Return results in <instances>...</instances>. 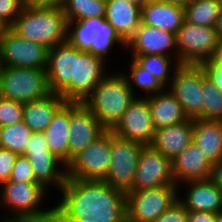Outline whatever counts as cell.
<instances>
[{"instance_id":"cell-1","label":"cell","mask_w":222,"mask_h":222,"mask_svg":"<svg viewBox=\"0 0 222 222\" xmlns=\"http://www.w3.org/2000/svg\"><path fill=\"white\" fill-rule=\"evenodd\" d=\"M53 222H127L126 193L103 180L67 178Z\"/></svg>"},{"instance_id":"cell-2","label":"cell","mask_w":222,"mask_h":222,"mask_svg":"<svg viewBox=\"0 0 222 222\" xmlns=\"http://www.w3.org/2000/svg\"><path fill=\"white\" fill-rule=\"evenodd\" d=\"M10 28L49 49L67 42L68 20L61 6L23 7Z\"/></svg>"},{"instance_id":"cell-3","label":"cell","mask_w":222,"mask_h":222,"mask_svg":"<svg viewBox=\"0 0 222 222\" xmlns=\"http://www.w3.org/2000/svg\"><path fill=\"white\" fill-rule=\"evenodd\" d=\"M136 96L126 77L119 71L112 72L102 79L83 103L107 130H111Z\"/></svg>"},{"instance_id":"cell-4","label":"cell","mask_w":222,"mask_h":222,"mask_svg":"<svg viewBox=\"0 0 222 222\" xmlns=\"http://www.w3.org/2000/svg\"><path fill=\"white\" fill-rule=\"evenodd\" d=\"M67 42L80 51L91 53L104 60L114 44L126 47V43L105 17L68 21Z\"/></svg>"},{"instance_id":"cell-5","label":"cell","mask_w":222,"mask_h":222,"mask_svg":"<svg viewBox=\"0 0 222 222\" xmlns=\"http://www.w3.org/2000/svg\"><path fill=\"white\" fill-rule=\"evenodd\" d=\"M0 187V205L8 207L9 213H12L8 218H27L35 222L54 221V207L48 210L40 208L48 190L42 184L6 181Z\"/></svg>"},{"instance_id":"cell-6","label":"cell","mask_w":222,"mask_h":222,"mask_svg":"<svg viewBox=\"0 0 222 222\" xmlns=\"http://www.w3.org/2000/svg\"><path fill=\"white\" fill-rule=\"evenodd\" d=\"M51 93L45 69L4 66L0 74V96L27 103Z\"/></svg>"},{"instance_id":"cell-7","label":"cell","mask_w":222,"mask_h":222,"mask_svg":"<svg viewBox=\"0 0 222 222\" xmlns=\"http://www.w3.org/2000/svg\"><path fill=\"white\" fill-rule=\"evenodd\" d=\"M219 36L214 27L193 25L184 21L176 33L180 64H204L214 56Z\"/></svg>"},{"instance_id":"cell-8","label":"cell","mask_w":222,"mask_h":222,"mask_svg":"<svg viewBox=\"0 0 222 222\" xmlns=\"http://www.w3.org/2000/svg\"><path fill=\"white\" fill-rule=\"evenodd\" d=\"M144 146L139 142L121 138L110 130L111 162L103 181L127 193L133 184L138 158Z\"/></svg>"},{"instance_id":"cell-9","label":"cell","mask_w":222,"mask_h":222,"mask_svg":"<svg viewBox=\"0 0 222 222\" xmlns=\"http://www.w3.org/2000/svg\"><path fill=\"white\" fill-rule=\"evenodd\" d=\"M177 185L127 192V222H154L178 200Z\"/></svg>"},{"instance_id":"cell-10","label":"cell","mask_w":222,"mask_h":222,"mask_svg":"<svg viewBox=\"0 0 222 222\" xmlns=\"http://www.w3.org/2000/svg\"><path fill=\"white\" fill-rule=\"evenodd\" d=\"M106 61L74 47L72 81L59 93L66 101L83 102L93 88L108 74Z\"/></svg>"},{"instance_id":"cell-11","label":"cell","mask_w":222,"mask_h":222,"mask_svg":"<svg viewBox=\"0 0 222 222\" xmlns=\"http://www.w3.org/2000/svg\"><path fill=\"white\" fill-rule=\"evenodd\" d=\"M167 89L181 103L189 119L202 120V64H180Z\"/></svg>"},{"instance_id":"cell-12","label":"cell","mask_w":222,"mask_h":222,"mask_svg":"<svg viewBox=\"0 0 222 222\" xmlns=\"http://www.w3.org/2000/svg\"><path fill=\"white\" fill-rule=\"evenodd\" d=\"M110 130L81 150L66 166L67 178L104 180L110 167Z\"/></svg>"},{"instance_id":"cell-13","label":"cell","mask_w":222,"mask_h":222,"mask_svg":"<svg viewBox=\"0 0 222 222\" xmlns=\"http://www.w3.org/2000/svg\"><path fill=\"white\" fill-rule=\"evenodd\" d=\"M48 51L44 45L35 43L8 28L0 41V52L4 66L46 69Z\"/></svg>"},{"instance_id":"cell-14","label":"cell","mask_w":222,"mask_h":222,"mask_svg":"<svg viewBox=\"0 0 222 222\" xmlns=\"http://www.w3.org/2000/svg\"><path fill=\"white\" fill-rule=\"evenodd\" d=\"M162 185H176L172 160L156 151L151 145H145L140 152L134 181L128 192Z\"/></svg>"},{"instance_id":"cell-15","label":"cell","mask_w":222,"mask_h":222,"mask_svg":"<svg viewBox=\"0 0 222 222\" xmlns=\"http://www.w3.org/2000/svg\"><path fill=\"white\" fill-rule=\"evenodd\" d=\"M107 129L83 102H70L68 164Z\"/></svg>"},{"instance_id":"cell-16","label":"cell","mask_w":222,"mask_h":222,"mask_svg":"<svg viewBox=\"0 0 222 222\" xmlns=\"http://www.w3.org/2000/svg\"><path fill=\"white\" fill-rule=\"evenodd\" d=\"M111 131L121 138L151 145L155 136V128L148 100L144 97H137Z\"/></svg>"},{"instance_id":"cell-17","label":"cell","mask_w":222,"mask_h":222,"mask_svg":"<svg viewBox=\"0 0 222 222\" xmlns=\"http://www.w3.org/2000/svg\"><path fill=\"white\" fill-rule=\"evenodd\" d=\"M132 55H164L175 58L178 62L176 34L153 26L140 24L135 34L126 43V48ZM175 52L171 55V51ZM170 51V52H169Z\"/></svg>"},{"instance_id":"cell-18","label":"cell","mask_w":222,"mask_h":222,"mask_svg":"<svg viewBox=\"0 0 222 222\" xmlns=\"http://www.w3.org/2000/svg\"><path fill=\"white\" fill-rule=\"evenodd\" d=\"M74 68V47L68 42L49 49L46 74L51 93L59 94L71 81Z\"/></svg>"},{"instance_id":"cell-19","label":"cell","mask_w":222,"mask_h":222,"mask_svg":"<svg viewBox=\"0 0 222 222\" xmlns=\"http://www.w3.org/2000/svg\"><path fill=\"white\" fill-rule=\"evenodd\" d=\"M173 176L176 185L192 180H204L211 177L213 164L192 142L172 160Z\"/></svg>"},{"instance_id":"cell-20","label":"cell","mask_w":222,"mask_h":222,"mask_svg":"<svg viewBox=\"0 0 222 222\" xmlns=\"http://www.w3.org/2000/svg\"><path fill=\"white\" fill-rule=\"evenodd\" d=\"M184 183L189 187L185 191V198L178 200L188 211L222 212V190L210 178Z\"/></svg>"},{"instance_id":"cell-21","label":"cell","mask_w":222,"mask_h":222,"mask_svg":"<svg viewBox=\"0 0 222 222\" xmlns=\"http://www.w3.org/2000/svg\"><path fill=\"white\" fill-rule=\"evenodd\" d=\"M193 141V119L155 130L151 146L173 160Z\"/></svg>"},{"instance_id":"cell-22","label":"cell","mask_w":222,"mask_h":222,"mask_svg":"<svg viewBox=\"0 0 222 222\" xmlns=\"http://www.w3.org/2000/svg\"><path fill=\"white\" fill-rule=\"evenodd\" d=\"M105 18L127 43L141 24V7L126 0H106Z\"/></svg>"},{"instance_id":"cell-23","label":"cell","mask_w":222,"mask_h":222,"mask_svg":"<svg viewBox=\"0 0 222 222\" xmlns=\"http://www.w3.org/2000/svg\"><path fill=\"white\" fill-rule=\"evenodd\" d=\"M185 21L184 8L158 0H147L141 7V24L176 34Z\"/></svg>"},{"instance_id":"cell-24","label":"cell","mask_w":222,"mask_h":222,"mask_svg":"<svg viewBox=\"0 0 222 222\" xmlns=\"http://www.w3.org/2000/svg\"><path fill=\"white\" fill-rule=\"evenodd\" d=\"M155 130L187 121L181 103L167 90L145 97Z\"/></svg>"},{"instance_id":"cell-25","label":"cell","mask_w":222,"mask_h":222,"mask_svg":"<svg viewBox=\"0 0 222 222\" xmlns=\"http://www.w3.org/2000/svg\"><path fill=\"white\" fill-rule=\"evenodd\" d=\"M66 102L60 94L50 93L45 98L24 103L23 122L32 132H44Z\"/></svg>"},{"instance_id":"cell-26","label":"cell","mask_w":222,"mask_h":222,"mask_svg":"<svg viewBox=\"0 0 222 222\" xmlns=\"http://www.w3.org/2000/svg\"><path fill=\"white\" fill-rule=\"evenodd\" d=\"M212 163L222 160V121L193 119V141Z\"/></svg>"},{"instance_id":"cell-27","label":"cell","mask_w":222,"mask_h":222,"mask_svg":"<svg viewBox=\"0 0 222 222\" xmlns=\"http://www.w3.org/2000/svg\"><path fill=\"white\" fill-rule=\"evenodd\" d=\"M24 155L29 160L38 183L46 189L51 185L59 190L62 188L67 179V170L59 158L53 153H24Z\"/></svg>"},{"instance_id":"cell-28","label":"cell","mask_w":222,"mask_h":222,"mask_svg":"<svg viewBox=\"0 0 222 222\" xmlns=\"http://www.w3.org/2000/svg\"><path fill=\"white\" fill-rule=\"evenodd\" d=\"M70 126V101H67L54 115L51 123L43 132L49 150L68 165V143Z\"/></svg>"},{"instance_id":"cell-29","label":"cell","mask_w":222,"mask_h":222,"mask_svg":"<svg viewBox=\"0 0 222 222\" xmlns=\"http://www.w3.org/2000/svg\"><path fill=\"white\" fill-rule=\"evenodd\" d=\"M217 0H190L184 8L185 21L206 27H215L220 11Z\"/></svg>"},{"instance_id":"cell-30","label":"cell","mask_w":222,"mask_h":222,"mask_svg":"<svg viewBox=\"0 0 222 222\" xmlns=\"http://www.w3.org/2000/svg\"><path fill=\"white\" fill-rule=\"evenodd\" d=\"M202 120L222 121V91L207 75L202 64Z\"/></svg>"},{"instance_id":"cell-31","label":"cell","mask_w":222,"mask_h":222,"mask_svg":"<svg viewBox=\"0 0 222 222\" xmlns=\"http://www.w3.org/2000/svg\"><path fill=\"white\" fill-rule=\"evenodd\" d=\"M61 7L68 21L106 15V0H63Z\"/></svg>"},{"instance_id":"cell-32","label":"cell","mask_w":222,"mask_h":222,"mask_svg":"<svg viewBox=\"0 0 222 222\" xmlns=\"http://www.w3.org/2000/svg\"><path fill=\"white\" fill-rule=\"evenodd\" d=\"M33 132L23 121L0 127V147L17 155H24L28 141Z\"/></svg>"},{"instance_id":"cell-33","label":"cell","mask_w":222,"mask_h":222,"mask_svg":"<svg viewBox=\"0 0 222 222\" xmlns=\"http://www.w3.org/2000/svg\"><path fill=\"white\" fill-rule=\"evenodd\" d=\"M129 67L130 71L127 72L128 74L123 71L122 73L126 77L132 91H135L133 86L136 85V88H140L141 91L143 90L147 94L144 97H148L162 92L167 88L148 69L141 67L134 59L131 60Z\"/></svg>"},{"instance_id":"cell-34","label":"cell","mask_w":222,"mask_h":222,"mask_svg":"<svg viewBox=\"0 0 222 222\" xmlns=\"http://www.w3.org/2000/svg\"><path fill=\"white\" fill-rule=\"evenodd\" d=\"M133 59L144 69H148L155 78L160 80L165 86H169L173 75L172 68L176 69L180 63L173 61L164 55H132ZM173 61V63H172ZM174 66V67H172ZM171 71V72H170ZM172 75V76H171ZM171 77V78H170ZM170 81V82H169Z\"/></svg>"},{"instance_id":"cell-35","label":"cell","mask_w":222,"mask_h":222,"mask_svg":"<svg viewBox=\"0 0 222 222\" xmlns=\"http://www.w3.org/2000/svg\"><path fill=\"white\" fill-rule=\"evenodd\" d=\"M24 103L0 96V127L23 121Z\"/></svg>"},{"instance_id":"cell-36","label":"cell","mask_w":222,"mask_h":222,"mask_svg":"<svg viewBox=\"0 0 222 222\" xmlns=\"http://www.w3.org/2000/svg\"><path fill=\"white\" fill-rule=\"evenodd\" d=\"M8 181L38 183L35 179L32 166L25 155L17 156Z\"/></svg>"},{"instance_id":"cell-37","label":"cell","mask_w":222,"mask_h":222,"mask_svg":"<svg viewBox=\"0 0 222 222\" xmlns=\"http://www.w3.org/2000/svg\"><path fill=\"white\" fill-rule=\"evenodd\" d=\"M22 8L20 0H0V21L10 28L19 16Z\"/></svg>"},{"instance_id":"cell-38","label":"cell","mask_w":222,"mask_h":222,"mask_svg":"<svg viewBox=\"0 0 222 222\" xmlns=\"http://www.w3.org/2000/svg\"><path fill=\"white\" fill-rule=\"evenodd\" d=\"M188 210L179 201H175L154 222H187Z\"/></svg>"},{"instance_id":"cell-39","label":"cell","mask_w":222,"mask_h":222,"mask_svg":"<svg viewBox=\"0 0 222 222\" xmlns=\"http://www.w3.org/2000/svg\"><path fill=\"white\" fill-rule=\"evenodd\" d=\"M17 156L12 151L0 147V186L8 181Z\"/></svg>"},{"instance_id":"cell-40","label":"cell","mask_w":222,"mask_h":222,"mask_svg":"<svg viewBox=\"0 0 222 222\" xmlns=\"http://www.w3.org/2000/svg\"><path fill=\"white\" fill-rule=\"evenodd\" d=\"M25 153H52L49 150L43 132H33L28 141Z\"/></svg>"},{"instance_id":"cell-41","label":"cell","mask_w":222,"mask_h":222,"mask_svg":"<svg viewBox=\"0 0 222 222\" xmlns=\"http://www.w3.org/2000/svg\"><path fill=\"white\" fill-rule=\"evenodd\" d=\"M203 65L207 75L222 91V59H211L208 63H204Z\"/></svg>"},{"instance_id":"cell-42","label":"cell","mask_w":222,"mask_h":222,"mask_svg":"<svg viewBox=\"0 0 222 222\" xmlns=\"http://www.w3.org/2000/svg\"><path fill=\"white\" fill-rule=\"evenodd\" d=\"M216 216L209 211H188L187 222H215Z\"/></svg>"},{"instance_id":"cell-43","label":"cell","mask_w":222,"mask_h":222,"mask_svg":"<svg viewBox=\"0 0 222 222\" xmlns=\"http://www.w3.org/2000/svg\"><path fill=\"white\" fill-rule=\"evenodd\" d=\"M23 7L61 6L63 0H20Z\"/></svg>"},{"instance_id":"cell-44","label":"cell","mask_w":222,"mask_h":222,"mask_svg":"<svg viewBox=\"0 0 222 222\" xmlns=\"http://www.w3.org/2000/svg\"><path fill=\"white\" fill-rule=\"evenodd\" d=\"M210 179L222 190V160L213 164Z\"/></svg>"},{"instance_id":"cell-45","label":"cell","mask_w":222,"mask_h":222,"mask_svg":"<svg viewBox=\"0 0 222 222\" xmlns=\"http://www.w3.org/2000/svg\"><path fill=\"white\" fill-rule=\"evenodd\" d=\"M215 30L218 33L220 39H222V7L220 8L219 15L215 24Z\"/></svg>"},{"instance_id":"cell-46","label":"cell","mask_w":222,"mask_h":222,"mask_svg":"<svg viewBox=\"0 0 222 222\" xmlns=\"http://www.w3.org/2000/svg\"><path fill=\"white\" fill-rule=\"evenodd\" d=\"M158 1L164 2L166 4L177 5L182 8H185V6L190 2V0H158Z\"/></svg>"},{"instance_id":"cell-47","label":"cell","mask_w":222,"mask_h":222,"mask_svg":"<svg viewBox=\"0 0 222 222\" xmlns=\"http://www.w3.org/2000/svg\"><path fill=\"white\" fill-rule=\"evenodd\" d=\"M2 221L3 222H35L32 219H27V218H8L7 216H6V219H3Z\"/></svg>"},{"instance_id":"cell-48","label":"cell","mask_w":222,"mask_h":222,"mask_svg":"<svg viewBox=\"0 0 222 222\" xmlns=\"http://www.w3.org/2000/svg\"><path fill=\"white\" fill-rule=\"evenodd\" d=\"M212 59H222V39L219 40V44L217 45L216 52Z\"/></svg>"},{"instance_id":"cell-49","label":"cell","mask_w":222,"mask_h":222,"mask_svg":"<svg viewBox=\"0 0 222 222\" xmlns=\"http://www.w3.org/2000/svg\"><path fill=\"white\" fill-rule=\"evenodd\" d=\"M126 1H129L130 3H133L140 7H142L147 2V0H126Z\"/></svg>"},{"instance_id":"cell-50","label":"cell","mask_w":222,"mask_h":222,"mask_svg":"<svg viewBox=\"0 0 222 222\" xmlns=\"http://www.w3.org/2000/svg\"><path fill=\"white\" fill-rule=\"evenodd\" d=\"M8 29V27L6 25H4L1 21H0V41L1 38L4 35V32Z\"/></svg>"},{"instance_id":"cell-51","label":"cell","mask_w":222,"mask_h":222,"mask_svg":"<svg viewBox=\"0 0 222 222\" xmlns=\"http://www.w3.org/2000/svg\"><path fill=\"white\" fill-rule=\"evenodd\" d=\"M215 222H222V212L217 214Z\"/></svg>"},{"instance_id":"cell-52","label":"cell","mask_w":222,"mask_h":222,"mask_svg":"<svg viewBox=\"0 0 222 222\" xmlns=\"http://www.w3.org/2000/svg\"><path fill=\"white\" fill-rule=\"evenodd\" d=\"M3 68H4V65L2 62V57H1V52H0V74H1V71L3 70Z\"/></svg>"},{"instance_id":"cell-53","label":"cell","mask_w":222,"mask_h":222,"mask_svg":"<svg viewBox=\"0 0 222 222\" xmlns=\"http://www.w3.org/2000/svg\"><path fill=\"white\" fill-rule=\"evenodd\" d=\"M220 4V6L222 7V0H217Z\"/></svg>"}]
</instances>
